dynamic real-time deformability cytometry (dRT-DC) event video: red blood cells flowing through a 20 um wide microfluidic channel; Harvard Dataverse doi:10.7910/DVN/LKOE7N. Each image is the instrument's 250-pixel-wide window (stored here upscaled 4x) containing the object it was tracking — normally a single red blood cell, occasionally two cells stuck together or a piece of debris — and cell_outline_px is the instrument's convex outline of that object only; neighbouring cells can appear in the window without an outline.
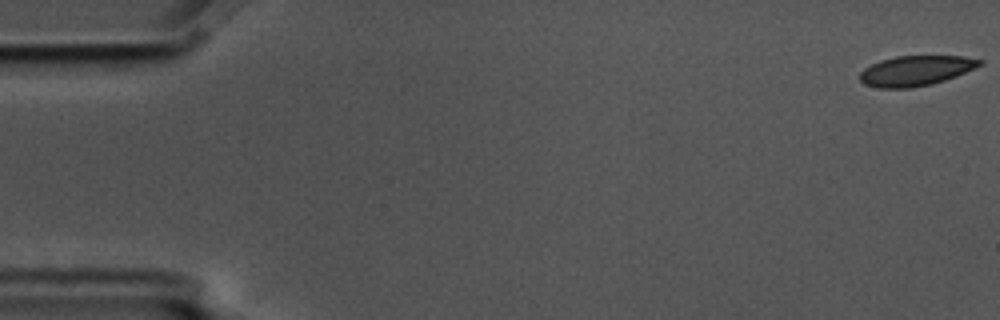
{"species": "common noctule bat (a hibernating species)", "species_latin": "Nyctalus noctula", "temperature_condition": "cold", "stored_images_in_passage": 57, "camera_frame_rate_fps": 3000, "um_per_image_px": 0.085, "animal": {"sex": "male", "body_mass_g": 17.5, "forearm_length_mm": 52.3}, "frame": {"image": 1, "passage_image": 1, "time_ms": 0.0, "image_size_px": [1000, 320], "cell_outline_px": [[984, 60], [980, 64], [956, 76], [932, 84], [912, 88], [880, 88], [864, 84], [860, 80], [860, 72], [864, 68], [880, 60], [896, 56], [964, 56]], "centroid_in_image_um": [77.8, 6.01], "position_along_channel_um": 7.2, "area_um2": 20.87}}
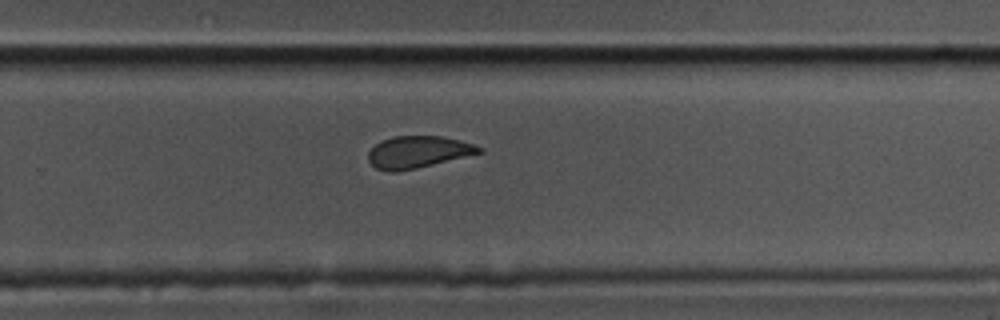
{"frame": {"image": 2, "passage_image": 37, "time_ms": 12.0, "image_size_px": [1000, 320], "cell_outline_px": [[484, 152], [416, 168], [396, 172], [388, 172], [376, 168], [368, 160], [368, 152], [376, 144], [392, 136], [440, 136], [472, 144], [484, 148]], "centroid_in_image_um": [35.51, 12.93], "position_along_channel_um": 294.3, "area_um2": 20.4}}
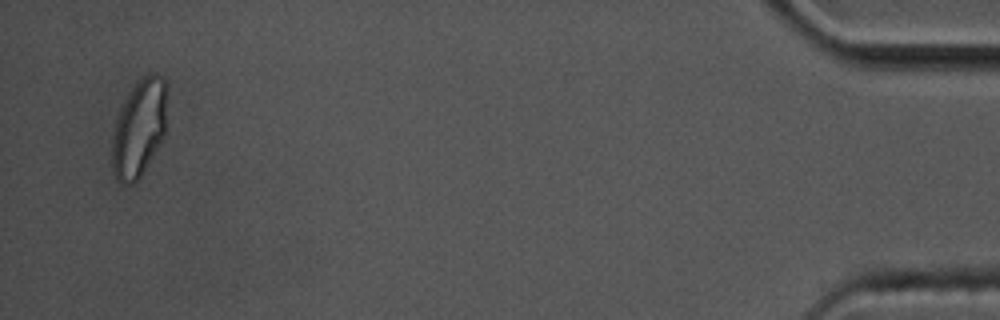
{"frame": {"image": 3, "passage_image": 55, "time_ms": 18.0, "image_size_px": [1000, 320], "cell_outline_px": [[168, 84], [164, 136], [140, 176], [132, 184], [120, 184], [116, 180], [112, 168], [112, 140], [116, 120], [120, 108], [132, 88], [148, 72], [160, 76]], "centroid_in_image_um": [11.83, 10.89], "position_along_channel_um": 423.4, "area_um2": 31.04}, "authors_computed_cell_mechanics": {"area_um2": 21.964, "velocity_mm_per_s": 3.5626, "shape_relaxation_time_tau1_ms": 9.1093, "shape_relaxation_time_tau2_ms": 1.1438, "deformation_change_tau1": 0.1681, "deformation_change_tau2": 0.0455}}